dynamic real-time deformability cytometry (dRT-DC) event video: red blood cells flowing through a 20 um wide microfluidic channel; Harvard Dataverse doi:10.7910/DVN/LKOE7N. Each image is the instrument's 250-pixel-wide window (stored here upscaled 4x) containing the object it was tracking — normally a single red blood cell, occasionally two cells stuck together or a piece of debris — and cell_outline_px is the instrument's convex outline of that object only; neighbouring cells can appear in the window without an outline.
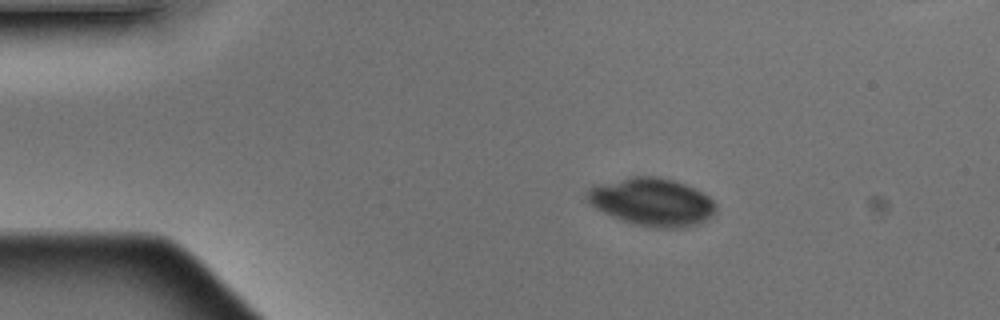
{"species": "Egyptian fruit bat (a non-hibernating species)", "species_latin": "Rousettus aegyptiacus", "temperature_condition": "warm", "stored_images_in_passage": 4, "camera_frame_rate_fps": 3000, "um_per_image_px": 0.085, "animal": {"sex": "male"}, "frame": {"image": 1, "passage_image": 4, "time_ms": 1.0, "image_size_px": [1000, 320], "cell_outline_px": [[716, 212], [704, 220], [696, 224], [684, 228], [652, 228], [636, 224], [612, 216], [596, 208], [584, 196], [588, 188], [592, 184], [632, 176], [656, 176], [672, 180], [684, 184], [704, 192], [716, 204]], "centroid_in_image_um": [55.4, 17.15], "position_along_channel_um": 29.6, "area_um2": 36.01}}